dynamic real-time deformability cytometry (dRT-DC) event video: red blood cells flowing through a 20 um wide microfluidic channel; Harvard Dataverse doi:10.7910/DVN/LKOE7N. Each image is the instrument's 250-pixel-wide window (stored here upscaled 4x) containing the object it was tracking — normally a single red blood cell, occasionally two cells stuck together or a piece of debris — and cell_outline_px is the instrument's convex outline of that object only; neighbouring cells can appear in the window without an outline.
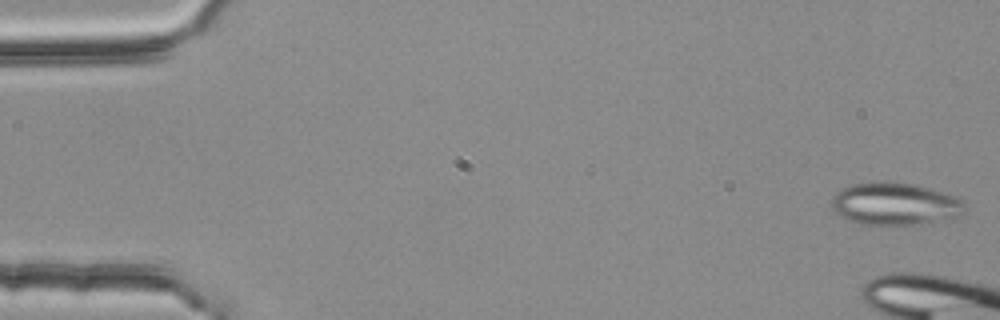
{"species": "common noctule bat (a hibernating species)", "species_latin": "Nyctalus noctula", "temperature_condition": "room temperature", "stored_images_in_passage": 6, "camera_frame_rate_fps": 3000, "um_per_image_px": 0.085, "animal": {"sex": "female", "body_mass_g": 25.1}, "frame": {"image": 1, "passage_image": 1, "time_ms": 0.0, "image_size_px": [1000, 320], "cell_outline_px": [[964, 212], [960, 216], [920, 224], [860, 224], [840, 216], [832, 212], [832, 200], [836, 192], [840, 188], [852, 184], [872, 180], [888, 180], [912, 184], [928, 188], [956, 196], [964, 200]], "centroid_in_image_um": [76.03, 17.3], "position_along_channel_um": 9.0, "area_um2": 33.29}}